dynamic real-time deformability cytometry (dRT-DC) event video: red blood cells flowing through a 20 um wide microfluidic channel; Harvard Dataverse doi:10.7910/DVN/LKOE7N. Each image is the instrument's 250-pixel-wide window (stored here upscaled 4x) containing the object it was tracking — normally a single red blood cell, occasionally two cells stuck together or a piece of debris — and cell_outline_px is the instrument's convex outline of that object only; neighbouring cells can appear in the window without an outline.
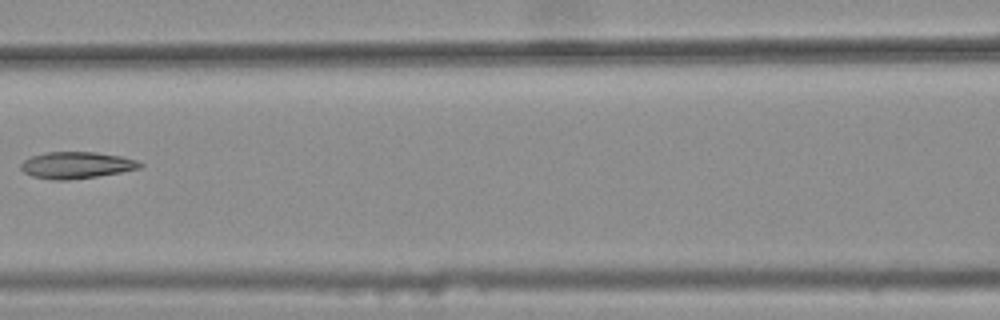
{"species": "common noctule bat (a hibernating species)", "species_latin": "Nyctalus noctula", "temperature_condition": "warm", "stored_images_in_passage": 4, "camera_frame_rate_fps": 3000, "um_per_image_px": 0.085, "animal": {"sex": "female", "body_mass_g": 25.1}, "frame": {"image": 1, "passage_image": 3, "time_ms": 0.667, "image_size_px": [1000, 320], "cell_outline_px": [[144, 164], [140, 168], [120, 172], [96, 176], [68, 180], [52, 180], [32, 176], [24, 172], [20, 168], [20, 164], [24, 160], [32, 156], [44, 152], [96, 152], [120, 156], [136, 160]], "centroid_in_image_um": [6.47, 14.03], "position_along_channel_um": 160.1, "area_um2": 18.44}}
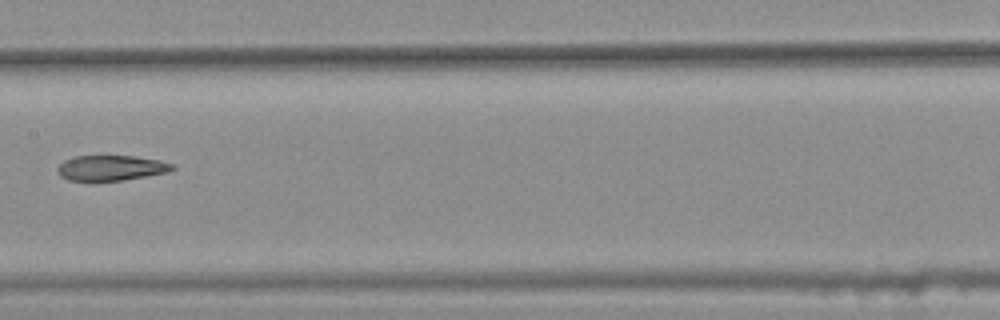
{"frame": {"image": 2, "passage_image": 4, "time_ms": 1.0, "image_size_px": [1000, 320], "cell_outline_px": [[176, 168], [168, 172], [124, 180], [96, 184], [88, 184], [68, 180], [60, 176], [56, 172], [56, 168], [64, 160], [76, 156], [132, 156], [160, 160], [176, 164]], "centroid_in_image_um": [9.39, 14.33], "position_along_channel_um": 198.0, "area_um2": 17.86}}